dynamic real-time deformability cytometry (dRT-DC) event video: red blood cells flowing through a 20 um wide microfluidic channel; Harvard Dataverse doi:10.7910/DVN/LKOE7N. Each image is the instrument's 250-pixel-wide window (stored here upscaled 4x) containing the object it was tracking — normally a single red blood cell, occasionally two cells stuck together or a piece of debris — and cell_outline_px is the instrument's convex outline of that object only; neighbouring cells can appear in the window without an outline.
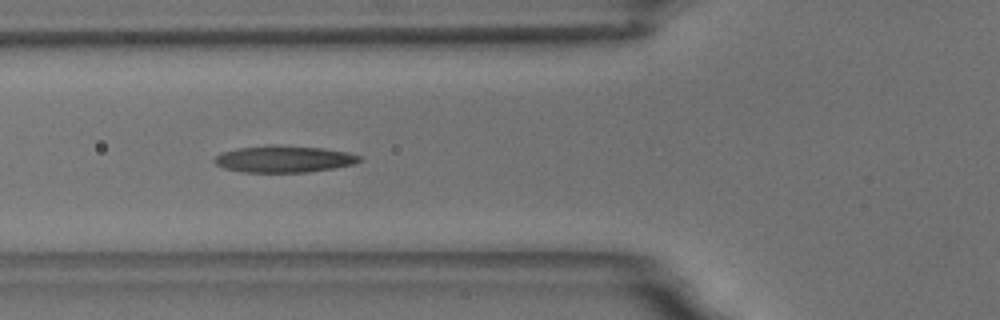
{"species": "common noctule bat (a hibernating species)", "species_latin": "Nyctalus noctula", "temperature_condition": "room temperature", "stored_images_in_passage": 43, "camera_frame_rate_fps": 3000, "um_per_image_px": 0.085, "animal": {"sex": "male", "body_mass_g": 18.8}, "frame": {"image": 1, "passage_image": 7, "time_ms": 2.0, "image_size_px": [1000, 320], "cell_outline_px": [[364, 160], [356, 164], [308, 172], [244, 172], [224, 168], [216, 164], [212, 160], [216, 156], [224, 152], [236, 148], [272, 144], [276, 144], [324, 148], [348, 152], [360, 156]], "centroid_in_image_um": [24.17, 13.5], "position_along_channel_um": 101.6, "area_um2": 22.83}}
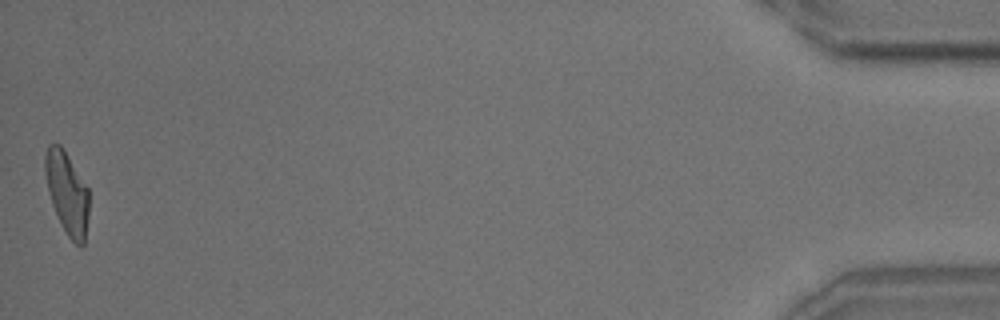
{"frame": {"image": 2, "passage_image": 43, "time_ms": 14.0, "image_size_px": [1000, 320], "cell_outline_px": [[88, 216], [84, 244], [80, 248], [68, 236], [52, 204], [48, 192], [44, 168], [44, 156], [48, 144], [60, 144], [64, 148], [88, 188]], "centroid_in_image_um": [5.69, 16.36], "position_along_channel_um": 429.5, "area_um2": 20.92}, "authors_computed_cell_mechanics": {"area_um2": 21.964, "velocity_mm_per_s": 3.5187, "shape_relaxation_time_tau1_ms": 10.3591, "shape_relaxation_time_tau2_ms": 1.1289, "deformation_change_tau1": 0.2639, "deformation_change_tau2": 0.0941}}